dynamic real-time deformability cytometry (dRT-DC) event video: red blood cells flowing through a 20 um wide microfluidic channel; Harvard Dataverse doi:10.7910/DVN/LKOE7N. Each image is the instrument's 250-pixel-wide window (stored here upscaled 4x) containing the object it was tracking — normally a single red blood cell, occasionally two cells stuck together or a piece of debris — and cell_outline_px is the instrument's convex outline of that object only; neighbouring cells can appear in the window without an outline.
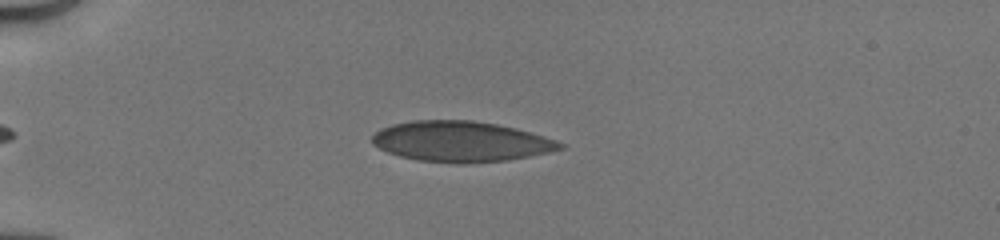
{"species": "human", "species_latin": "Homo sapiens", "temperature_condition": "cold", "stored_images_in_passage": 40, "camera_frame_rate_fps": 3000, "um_per_image_px": 0.085, "donor": {"sex": "male"}, "frame": {"image": 1, "passage_image": 9, "time_ms": 2.667, "image_size_px": [1000, 240], "cell_outline_px": [[568, 144], [564, 148], [548, 152], [508, 160], [464, 164], [456, 164], [420, 160], [400, 156], [388, 152], [372, 144], [372, 136], [380, 128], [392, 124], [412, 120], [472, 120], [496, 124], [516, 128], [544, 136]], "centroid_in_image_um": [39.19, 12.03], "position_along_channel_um": 45.8, "area_um2": 44.51}}
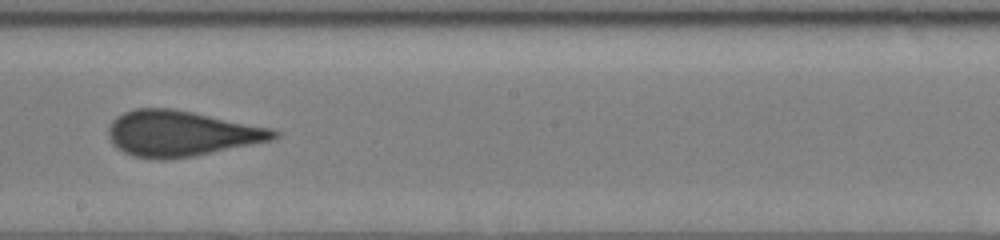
{"frame": {"image": 2, "passage_image": 25, "time_ms": 8.0, "image_size_px": [1000, 240], "cell_outline_px": [[280, 136], [272, 140], [192, 156], [168, 160], [156, 160], [136, 156], [124, 152], [112, 144], [108, 136], [108, 128], [112, 120], [116, 116], [124, 112], [136, 108], [172, 108], [272, 128], [280, 132]], "centroid_in_image_um": [15.37, 11.34], "position_along_channel_um": 232.8, "area_um2": 43.87}}
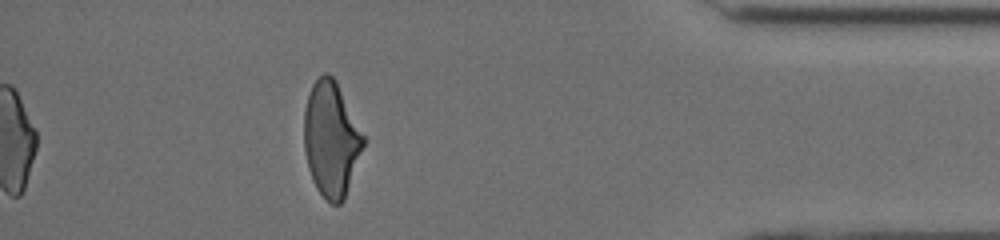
{"frame": {"image": 3, "passage_image": 40, "time_ms": 13.0, "image_size_px": [1000, 240], "cell_outline_px": [[364, 144], [344, 200], [340, 204], [332, 204], [316, 188], [312, 180], [308, 168], [304, 148], [304, 108], [312, 84], [324, 72], [328, 72], [336, 80], [364, 136]], "centroid_in_image_um": [28.13, 11.81], "position_along_channel_um": 407.1, "area_um2": 39.42}, "authors_computed_cell_mechanics": {"area_um2": 43.4078, "velocity_mm_per_s": 4.1692, "shape_relaxation_time_tau1_ms": null, "shape_relaxation_time_tau2_ms": 0.7118, "deformation_change_tau1": null, "deformation_change_tau2": 0.0357}}